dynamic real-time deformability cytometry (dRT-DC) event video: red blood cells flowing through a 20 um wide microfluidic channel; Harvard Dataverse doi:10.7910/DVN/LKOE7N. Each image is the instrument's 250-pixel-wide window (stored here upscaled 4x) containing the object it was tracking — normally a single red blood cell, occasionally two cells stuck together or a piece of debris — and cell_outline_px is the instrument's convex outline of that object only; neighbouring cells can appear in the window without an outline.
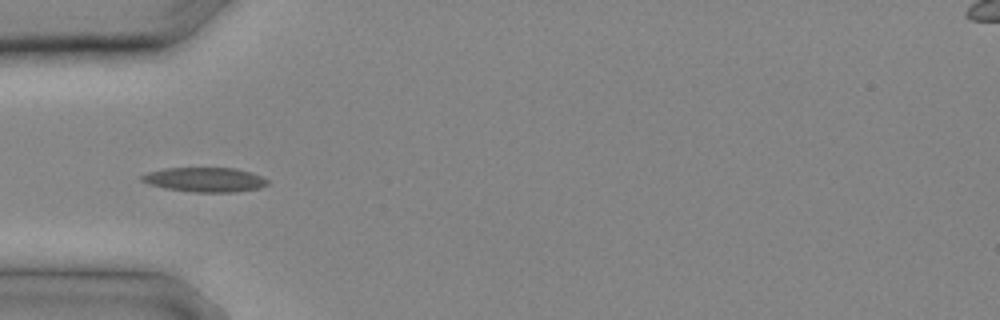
{"species": "common noctule bat (a hibernating species)", "species_latin": "Nyctalus noctula", "temperature_condition": "cold", "stored_images_in_passage": 14, "camera_frame_rate_fps": 3000, "um_per_image_px": 0.085, "animal": {"sex": "male", "body_mass_g": 20.4}, "frame": {"image": 1, "passage_image": 8, "time_ms": 2.333, "image_size_px": [1000, 320], "cell_outline_px": [[268, 184], [260, 188], [236, 192], [192, 192], [164, 188], [148, 184], [140, 180], [140, 176], [148, 172], [164, 168], [236, 168], [252, 172], [268, 180]], "centroid_in_image_um": [17.4, 15.27], "position_along_channel_um": 67.6, "area_um2": 18.09}}
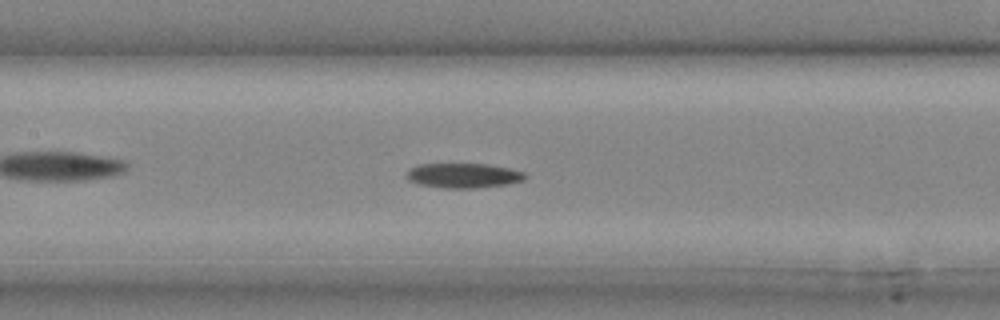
{"frame": {"image": 2, "passage_image": 12, "time_ms": 3.667, "image_size_px": [1000, 320], "cell_outline_px": [[528, 176], [524, 180], [504, 184], [472, 188], [448, 188], [420, 184], [408, 180], [408, 168], [420, 164], [488, 164], [512, 168], [524, 172]], "centroid_in_image_um": [39.42, 14.9], "position_along_channel_um": 168.0, "area_um2": 16.94}}
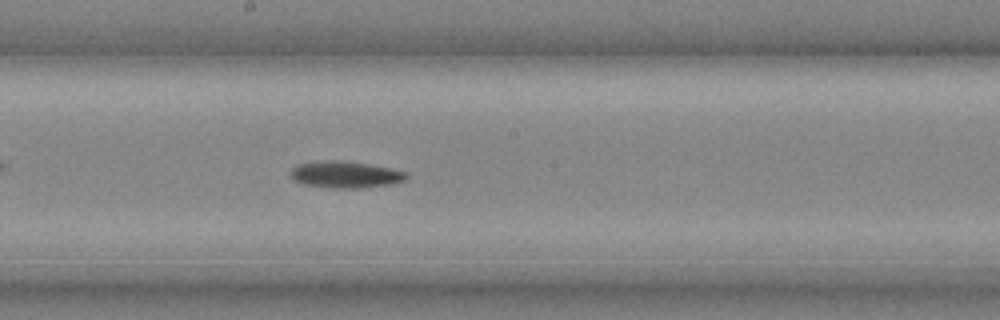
{"frame": {"image": 3, "passage_image": 14, "time_ms": 4.333, "image_size_px": [1000, 320], "cell_outline_px": [[408, 176], [404, 180], [388, 184], [360, 188], [332, 188], [304, 184], [296, 180], [292, 176], [292, 168], [296, 164], [320, 160], [340, 160], [368, 164], [392, 168], [404, 172]], "centroid_in_image_um": [29.34, 14.82], "position_along_channel_um": 218.9, "area_um2": 17.8}}